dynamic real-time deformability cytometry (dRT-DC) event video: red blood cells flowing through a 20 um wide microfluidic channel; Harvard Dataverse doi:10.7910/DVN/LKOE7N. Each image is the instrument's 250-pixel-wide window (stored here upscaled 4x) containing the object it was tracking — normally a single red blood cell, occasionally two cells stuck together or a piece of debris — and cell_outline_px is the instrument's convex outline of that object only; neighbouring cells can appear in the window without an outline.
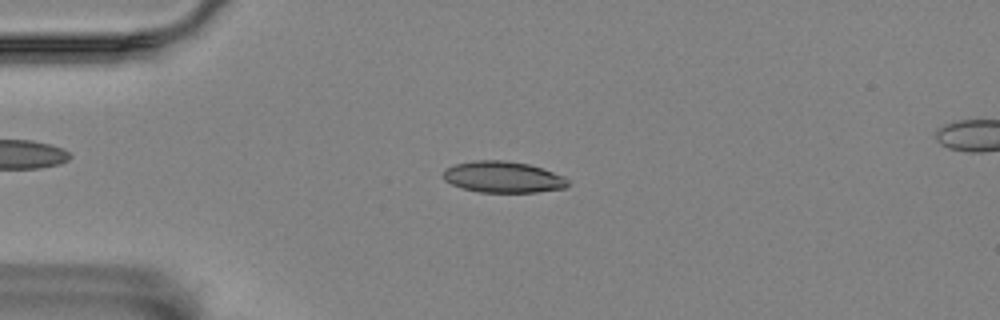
{"species": "Egyptian fruit bat (a non-hibernating species)", "species_latin": "Rousettus aegyptiacus", "temperature_condition": "room temperature", "stored_images_in_passage": 46, "camera_frame_rate_fps": 3000, "um_per_image_px": 0.085, "animal": {"sex": "female"}, "frame": {"image": 1, "passage_image": 4, "time_ms": 1.0, "image_size_px": [1000, 320], "cell_outline_px": [[568, 188], [536, 192], [480, 192], [464, 188], [452, 184], [444, 180], [444, 172], [448, 168], [456, 164], [476, 160], [504, 160], [528, 164], [564, 176], [568, 180]], "centroid_in_image_um": [42.79, 15.05], "position_along_channel_um": 42.2, "area_um2": 22.48}}
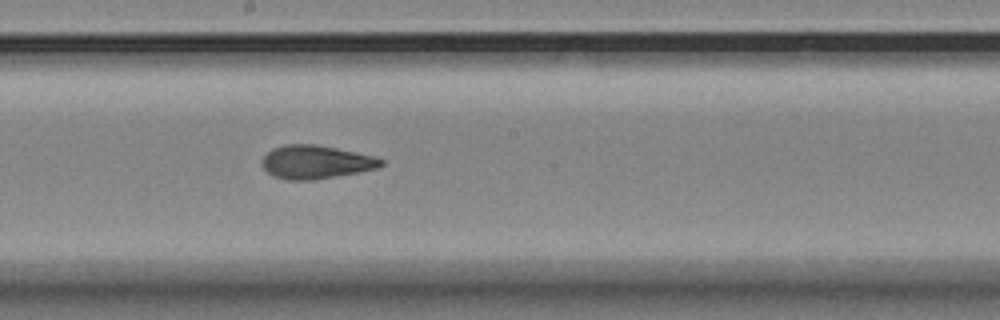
{"frame": {"image": 2, "passage_image": 21, "time_ms": 6.667, "image_size_px": [1000, 320], "cell_outline_px": [[384, 164], [376, 168], [356, 172], [312, 180], [288, 180], [276, 176], [268, 172], [260, 164], [260, 160], [272, 148], [284, 144], [316, 144], [356, 152], [372, 156], [384, 160]], "centroid_in_image_um": [26.8, 13.76], "position_along_channel_um": 221.4, "area_um2": 22.95}}
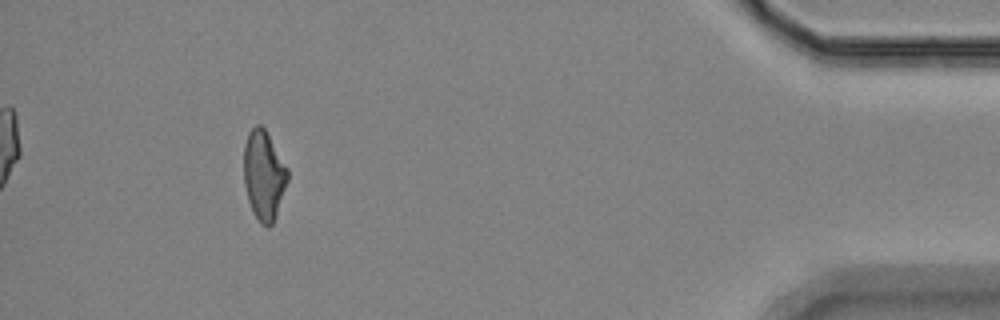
{"frame": {"image": 3, "passage_image": 42, "time_ms": 13.667, "image_size_px": [1000, 320], "cell_outline_px": [[288, 180], [276, 216], [272, 224], [268, 228], [260, 224], [252, 212], [248, 200], [244, 184], [244, 144], [248, 132], [256, 124], [260, 124], [264, 128], [288, 168]], "centroid_in_image_um": [22.42, 14.92], "position_along_channel_um": 412.8, "area_um2": 22.95}, "authors_computed_cell_mechanics": {"area_um2": 22.831, "velocity_mm_per_s": 3.5582, "shape_relaxation_time_tau1_ms": 11.1307, "shape_relaxation_time_tau2_ms": 1.8605, "deformation_change_tau1": 0.233, "deformation_change_tau2": 0.0899}}